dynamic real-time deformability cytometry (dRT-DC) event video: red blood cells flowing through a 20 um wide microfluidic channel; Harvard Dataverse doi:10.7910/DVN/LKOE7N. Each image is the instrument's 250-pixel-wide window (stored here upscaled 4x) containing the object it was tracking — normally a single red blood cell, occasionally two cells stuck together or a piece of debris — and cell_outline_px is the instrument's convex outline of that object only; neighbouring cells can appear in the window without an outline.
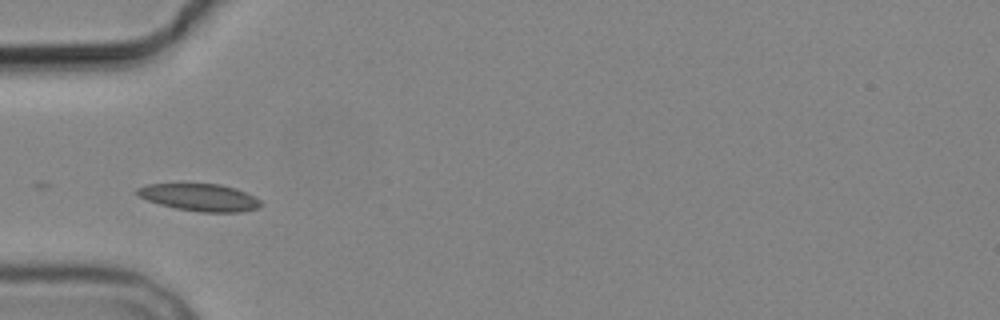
{"species": "common noctule bat (a hibernating species)", "species_latin": "Nyctalus noctula", "temperature_condition": "cold", "stored_images_in_passage": 4, "camera_frame_rate_fps": 3000, "um_per_image_px": 0.085, "animal": {"sex": "male", "body_mass_g": 19.2, "forearm_length_mm": 51.8}, "frame": {"image": 1, "passage_image": 2, "time_ms": 1.333, "image_size_px": [1000, 320], "cell_outline_px": [[264, 204], [260, 208], [240, 212], [200, 212], [176, 208], [160, 204], [136, 196], [132, 192], [136, 188], [148, 184], [220, 184], [236, 188], [260, 200]], "centroid_in_image_um": [16.95, 16.78], "position_along_channel_um": 68.0, "area_um2": 19.77}}
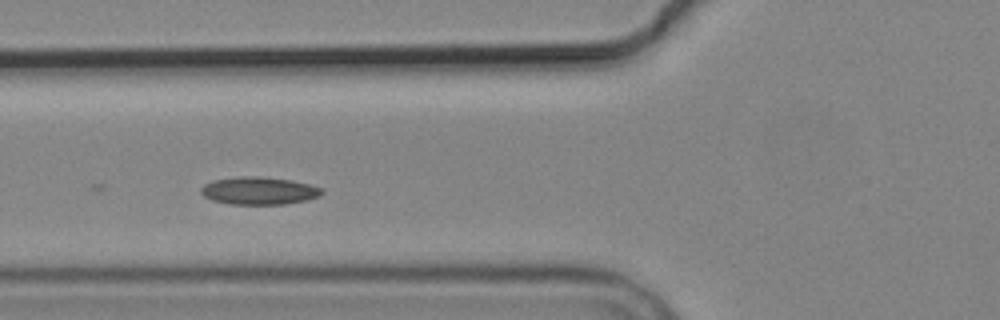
{"frame": {"image": 2, "passage_image": 3, "time_ms": 2.333, "image_size_px": [1000, 320], "cell_outline_px": [[324, 192], [320, 196], [304, 200], [284, 204], [232, 204], [212, 200], [204, 196], [200, 192], [200, 188], [204, 184], [212, 180], [240, 176], [260, 176], [292, 180], [308, 184], [320, 188]], "centroid_in_image_um": [21.98, 16.2], "position_along_channel_um": 103.8, "area_um2": 19.42}}
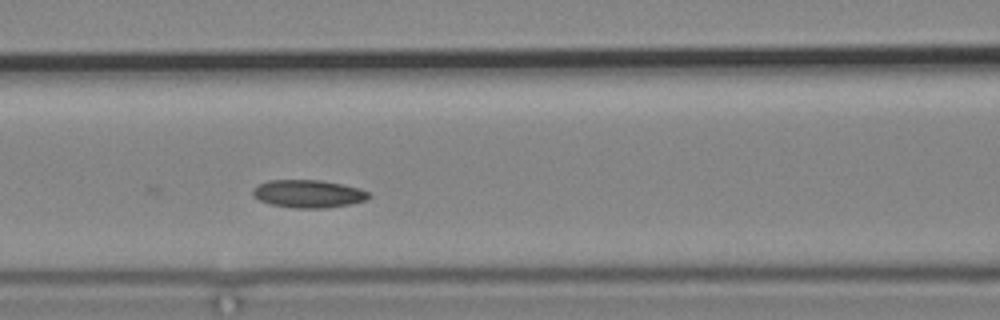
{"frame": {"image": 3, "passage_image": 4, "time_ms": 3.333, "image_size_px": [1000, 320], "cell_outline_px": [[372, 196], [364, 200], [348, 204], [324, 208], [296, 208], [268, 204], [252, 196], [252, 188], [256, 184], [268, 180], [320, 180], [360, 188], [368, 192]], "centroid_in_image_um": [26.14, 16.46], "position_along_channel_um": 140.5, "area_um2": 18.84}}